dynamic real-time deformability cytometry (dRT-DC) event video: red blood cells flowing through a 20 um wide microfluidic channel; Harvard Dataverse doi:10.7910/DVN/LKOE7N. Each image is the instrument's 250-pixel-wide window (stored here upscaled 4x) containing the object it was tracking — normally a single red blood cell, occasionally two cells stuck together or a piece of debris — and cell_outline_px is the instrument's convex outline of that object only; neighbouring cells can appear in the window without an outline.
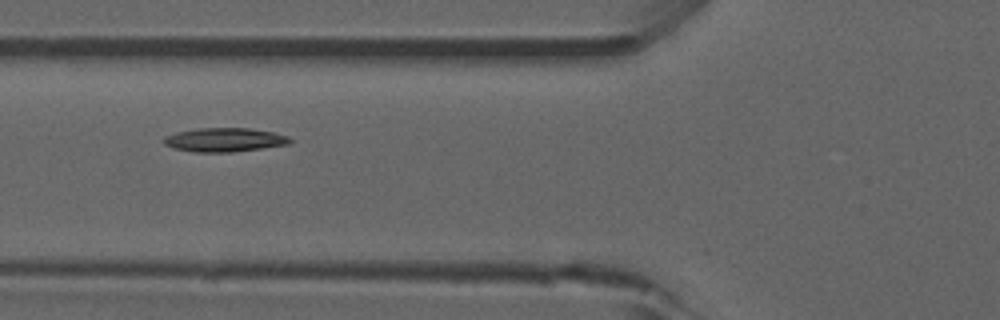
{"species": "common noctule bat (a hibernating species)", "species_latin": "Nyctalus noctula", "temperature_condition": "room temperature", "stored_images_in_passage": 39, "camera_frame_rate_fps": 3000, "um_per_image_px": 0.085, "animal": {"sex": "male", "forearm_length_mm": 52.5}, "frame": {"image": 1, "passage_image": 6, "time_ms": 1.667, "image_size_px": [1000, 320], "cell_outline_px": [[292, 140], [288, 144], [232, 152], [192, 152], [172, 148], [164, 144], [160, 140], [164, 136], [176, 132], [196, 128], [248, 128], [272, 132], [288, 136]], "centroid_in_image_um": [18.99, 11.88], "position_along_channel_um": 106.8, "area_um2": 17.63}, "authors_computed_cell_mechanics": {"area_um2": 16.8776, "velocity_mm_per_s": 3.8373, "shape_relaxation_time_tau1_ms": 10.1353, "shape_relaxation_time_tau2_ms": null, "deformation_change_tau1": 0.174, "deformation_change_tau2": null}}